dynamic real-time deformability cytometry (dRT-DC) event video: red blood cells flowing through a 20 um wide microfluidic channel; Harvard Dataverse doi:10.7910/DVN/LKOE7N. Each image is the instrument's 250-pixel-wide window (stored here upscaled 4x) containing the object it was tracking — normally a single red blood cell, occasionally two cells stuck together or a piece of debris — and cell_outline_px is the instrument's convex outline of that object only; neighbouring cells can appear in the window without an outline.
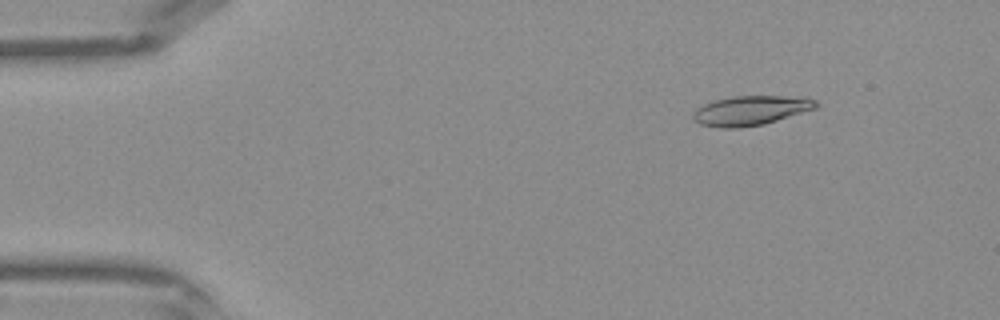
{"species": "Egyptian fruit bat (a non-hibernating species)", "species_latin": "Rousettus aegyptiacus", "temperature_condition": "warm", "stored_images_in_passage": 41, "camera_frame_rate_fps": 3000, "um_per_image_px": 0.085, "frame": {"image": 1, "passage_image": 5, "time_ms": 1.333, "image_size_px": [1000, 320], "cell_outline_px": [[820, 104], [816, 108], [764, 124], [736, 128], [720, 128], [700, 124], [692, 116], [692, 112], [696, 108], [704, 104], [716, 100], [732, 96], [804, 96], [816, 100]], "centroid_in_image_um": [63.83, 9.38], "position_along_channel_um": 21.2, "area_um2": 21.21}}
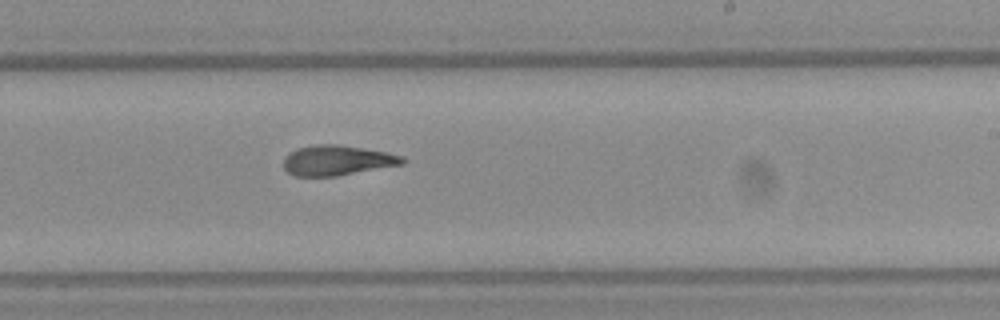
{"frame": {"image": 2, "passage_image": 25, "time_ms": 8.0, "image_size_px": [1000, 320], "cell_outline_px": [[408, 160], [404, 164], [336, 176], [292, 176], [284, 168], [284, 156], [288, 152], [296, 148], [316, 144], [336, 144], [388, 152], [404, 156]], "centroid_in_image_um": [28.66, 13.62], "position_along_channel_um": 260.3, "area_um2": 21.1}}
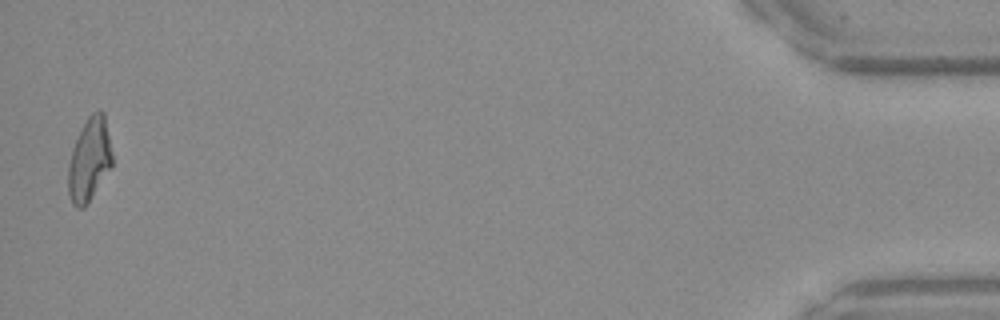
{"frame": {"image": 3, "passage_image": 41, "time_ms": 13.333, "image_size_px": [1000, 320], "cell_outline_px": [[112, 164], [84, 208], [76, 208], [72, 204], [68, 196], [68, 164], [72, 148], [88, 116], [92, 112], [100, 108], [104, 112], [112, 152]], "centroid_in_image_um": [7.58, 13.55], "position_along_channel_um": 427.6, "area_um2": 21.15}}